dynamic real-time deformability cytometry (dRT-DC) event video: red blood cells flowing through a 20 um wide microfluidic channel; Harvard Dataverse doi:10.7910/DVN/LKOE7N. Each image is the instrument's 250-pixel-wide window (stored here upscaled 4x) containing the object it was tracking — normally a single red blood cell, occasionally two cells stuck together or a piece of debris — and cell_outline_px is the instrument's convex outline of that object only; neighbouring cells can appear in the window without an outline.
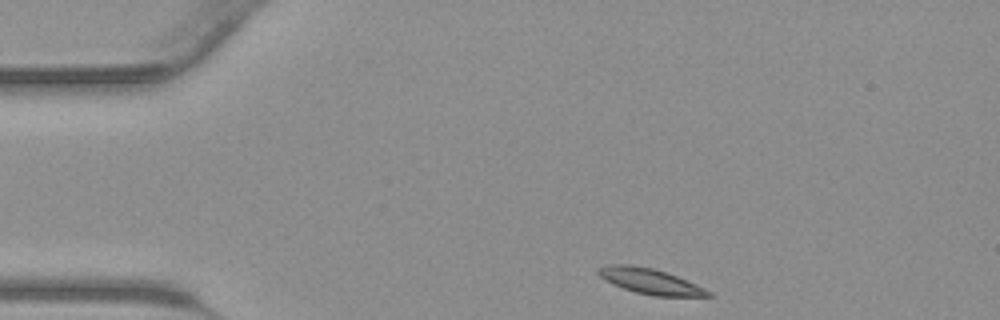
{"species": "common noctule bat (a hibernating species)", "species_latin": "Nyctalus noctula", "temperature_condition": "warm", "stored_images_in_passage": 32, "camera_frame_rate_fps": 3000, "um_per_image_px": 0.085, "animal": {"sex": "male", "body_mass_g": 23.1, "forearm_length_mm": 52.7}, "frame": {"image": 1, "passage_image": 1, "time_ms": 0.0, "image_size_px": [1000, 320], "cell_outline_px": [[712, 296], [652, 296], [636, 292], [612, 284], [604, 280], [596, 272], [596, 268], [608, 264], [628, 264], [652, 268], [668, 272], [696, 284], [712, 292]], "centroid_in_image_um": [55.23, 23.89], "position_along_channel_um": 29.8, "area_um2": 16.42}}
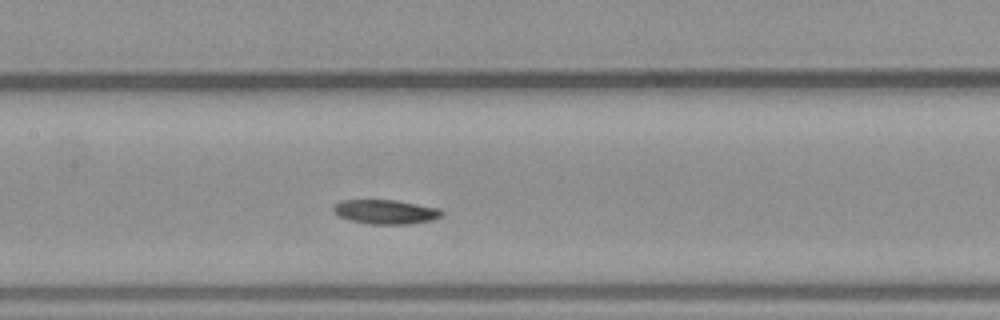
{"frame": {"image": 2, "passage_image": 14, "time_ms": 4.333, "image_size_px": [1000, 320], "cell_outline_px": [[444, 212], [440, 216], [432, 220], [408, 224], [368, 224], [348, 220], [336, 216], [332, 212], [332, 208], [340, 200], [396, 200], [440, 208]], "centroid_in_image_um": [32.73, 18.01], "position_along_channel_um": 174.7, "area_um2": 15.55}}
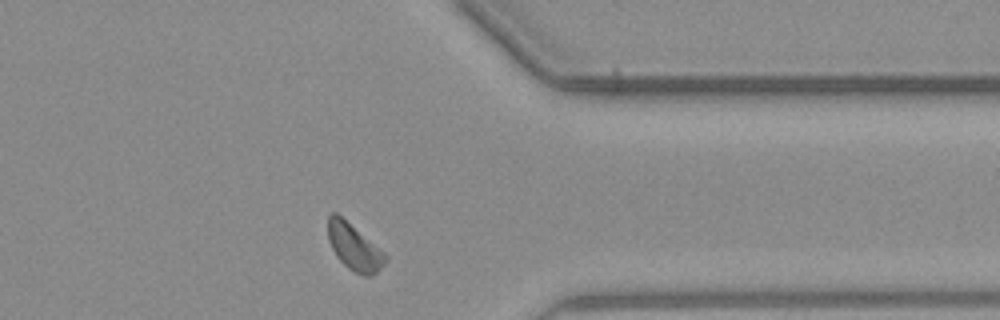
{"frame": {"image": 3, "passage_image": 28, "time_ms": 9.0, "image_size_px": [1000, 320], "cell_outline_px": [[388, 260], [376, 272], [368, 276], [364, 276], [348, 268], [336, 256], [328, 240], [328, 216], [332, 212], [336, 212], [384, 252], [388, 256]], "centroid_in_image_um": [30.1, 21.0], "position_along_channel_um": 381.3, "area_um2": 15.26}}